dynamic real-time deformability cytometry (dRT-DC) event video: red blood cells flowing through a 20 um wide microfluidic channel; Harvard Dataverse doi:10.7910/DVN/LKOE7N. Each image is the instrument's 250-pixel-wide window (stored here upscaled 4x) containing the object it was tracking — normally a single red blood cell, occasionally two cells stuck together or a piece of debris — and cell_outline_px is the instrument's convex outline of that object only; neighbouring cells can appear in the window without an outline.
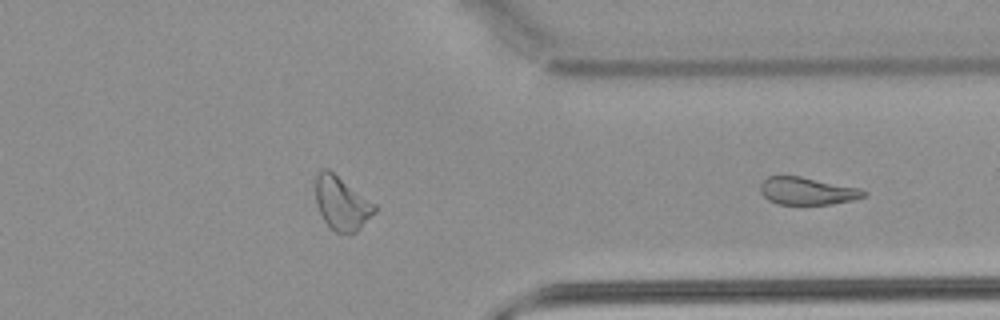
{"species": "common noctule bat (a hibernating species)", "species_latin": "Nyctalus noctula", "temperature_condition": "warm", "stored_images_in_passage": 28, "segment_of_instrument_passage": [2, 2], "camera_frame_rate_fps": 3000, "um_per_image_px": 0.085, "animal": {"sex": "male", "body_mass_g": 21.5, "forearm_length_mm": 52.0}, "frame": {"image": 1, "passage_image": 28, "time_ms": 9.0, "image_size_px": [1000, 320], "cell_outline_px": [[868, 196], [852, 200], [832, 204], [776, 204], [768, 200], [760, 192], [760, 184], [768, 176], [800, 176], [860, 188], [868, 192]], "centroid_in_image_um": [68.63, 16.24], "position_along_channel_um": 342.8, "area_um2": 16.65}}